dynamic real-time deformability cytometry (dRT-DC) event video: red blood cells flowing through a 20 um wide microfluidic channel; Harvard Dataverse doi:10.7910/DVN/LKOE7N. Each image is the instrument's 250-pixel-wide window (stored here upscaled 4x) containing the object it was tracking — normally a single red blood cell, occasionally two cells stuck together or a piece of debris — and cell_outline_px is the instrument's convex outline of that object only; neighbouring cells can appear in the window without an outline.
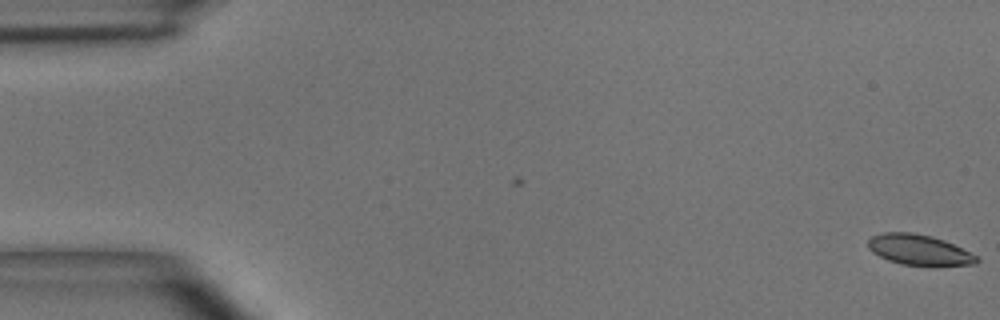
{"species": "common noctule bat (a hibernating species)", "species_latin": "Nyctalus noctula", "temperature_condition": "room temperature", "stored_images_in_passage": 2, "camera_frame_rate_fps": 3000, "um_per_image_px": 0.085, "animal": {"sex": "male", "body_mass_g": 15.6}, "frame": {"image": 1, "passage_image": 2, "time_ms": 0.333, "image_size_px": [1000, 320], "cell_outline_px": [[980, 260], [976, 264], [900, 264], [888, 260], [872, 252], [868, 248], [868, 240], [872, 236], [884, 232], [912, 232], [932, 236], [944, 240], [980, 256]], "centroid_in_image_um": [78.12, 21.21], "position_along_channel_um": 6.9, "area_um2": 19.02}}